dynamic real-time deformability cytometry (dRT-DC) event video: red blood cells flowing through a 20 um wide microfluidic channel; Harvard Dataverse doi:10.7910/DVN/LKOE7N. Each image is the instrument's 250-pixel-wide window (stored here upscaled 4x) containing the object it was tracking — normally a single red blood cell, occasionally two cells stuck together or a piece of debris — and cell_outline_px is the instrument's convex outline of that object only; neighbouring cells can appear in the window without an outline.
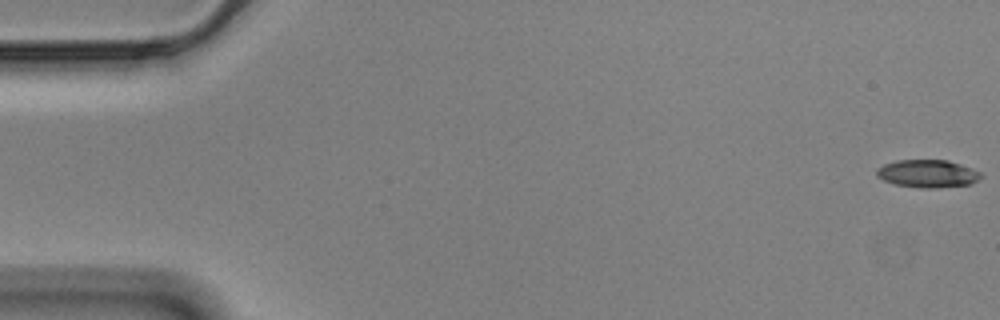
{"species": "Egyptian fruit bat (a non-hibernating species)", "species_latin": "Rousettus aegyptiacus", "temperature_condition": "cold", "stored_images_in_passage": 57, "camera_frame_rate_fps": 3000, "um_per_image_px": 0.085, "animal": {"sex": "male"}, "frame": {"image": 1, "passage_image": 1, "time_ms": 0.0, "image_size_px": [1000, 320], "cell_outline_px": [[980, 176], [976, 180], [968, 184], [932, 188], [928, 188], [896, 184], [884, 180], [876, 176], [876, 172], [884, 164], [896, 160], [948, 160], [960, 164], [980, 172]], "centroid_in_image_um": [78.82, 14.74], "position_along_channel_um": 6.2, "area_um2": 16.36}}
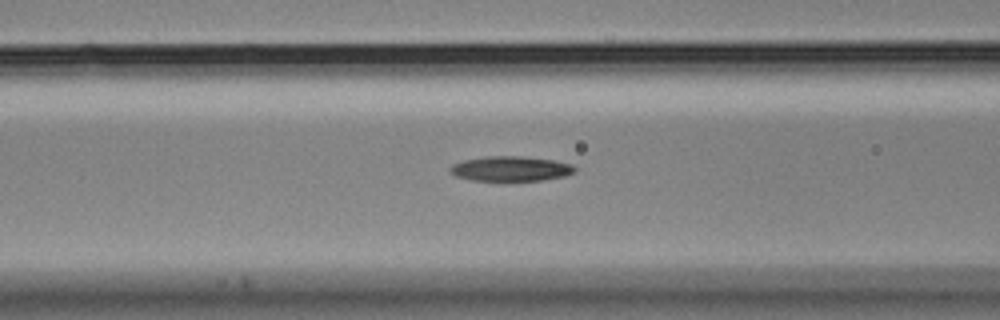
{"frame": {"image": 2, "passage_image": 23, "time_ms": 7.333, "image_size_px": [1000, 320], "cell_outline_px": [[576, 172], [564, 176], [544, 180], [472, 180], [456, 176], [452, 172], [452, 164], [464, 160], [484, 156], [520, 156], [552, 160], [572, 164], [576, 168]], "centroid_in_image_um": [43.45, 14.33], "position_along_channel_um": 123.1, "area_um2": 17.86}}
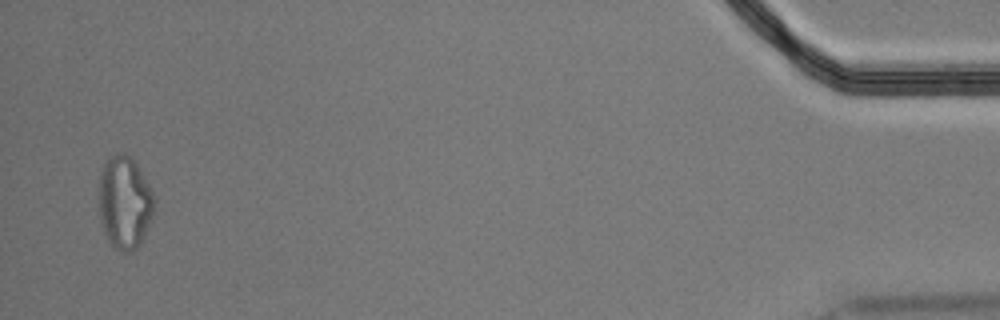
{"frame": {"image": 3, "passage_image": 56, "time_ms": 18.333, "image_size_px": [1000, 320], "cell_outline_px": [[156, 208], [144, 236], [140, 244], [132, 252], [120, 252], [112, 248], [108, 240], [100, 220], [100, 172], [104, 164], [112, 156], [120, 152], [124, 152], [136, 164], [148, 184], [156, 200]], "centroid_in_image_um": [10.62, 17.26], "position_along_channel_um": 424.6, "area_um2": 29.88}, "authors_computed_cell_mechanics": {"area_um2": 18.0336, "velocity_mm_per_s": 3.5129, "shape_relaxation_time_tau1_ms": 10.3704, "shape_relaxation_time_tau2_ms": null, "deformation_change_tau1": 0.2197, "deformation_change_tau2": null}}